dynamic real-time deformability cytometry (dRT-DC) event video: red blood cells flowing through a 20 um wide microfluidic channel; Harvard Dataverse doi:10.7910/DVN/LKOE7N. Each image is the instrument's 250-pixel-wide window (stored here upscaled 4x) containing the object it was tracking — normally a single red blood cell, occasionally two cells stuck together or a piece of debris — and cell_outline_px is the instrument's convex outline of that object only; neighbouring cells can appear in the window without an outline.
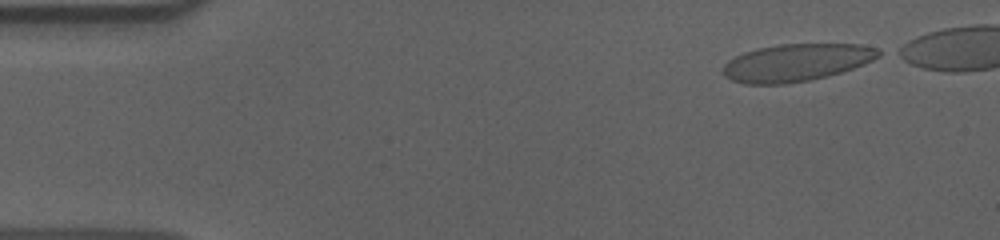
{"species": "human", "species_latin": "Homo sapiens", "temperature_condition": "cold", "stored_images_in_passage": 46, "camera_frame_rate_fps": 3000, "um_per_image_px": 0.085, "donor": {"sex": "male"}, "frame": {"image": 1, "passage_image": 1, "time_ms": 0.0, "image_size_px": [1000, 240], "cell_outline_px": [[884, 52], [880, 56], [864, 64], [828, 76], [808, 80], [784, 84], [744, 84], [732, 80], [724, 76], [724, 64], [728, 60], [744, 52], [756, 48], [780, 44], [860, 44], [876, 48]], "centroid_in_image_um": [67.7, 5.31], "position_along_channel_um": 17.3, "area_um2": 33.87}}
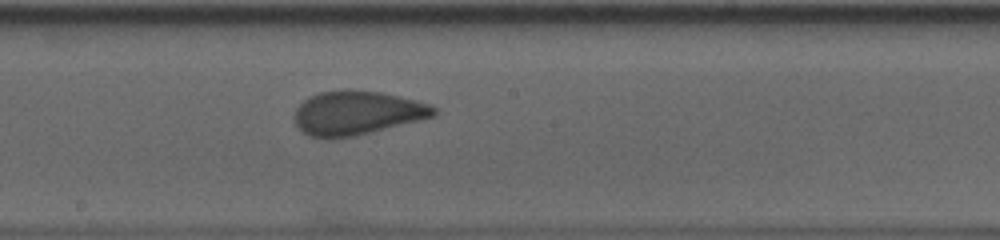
{"frame": {"image": 2, "passage_image": 26, "time_ms": 8.333, "image_size_px": [1000, 240], "cell_outline_px": [[436, 116], [356, 136], [336, 140], [328, 140], [308, 136], [300, 132], [292, 116], [296, 108], [308, 96], [320, 92], [344, 88], [380, 92], [416, 100], [428, 104], [436, 108]], "centroid_in_image_um": [30.27, 9.62], "position_along_channel_um": 217.9, "area_um2": 36.53}}
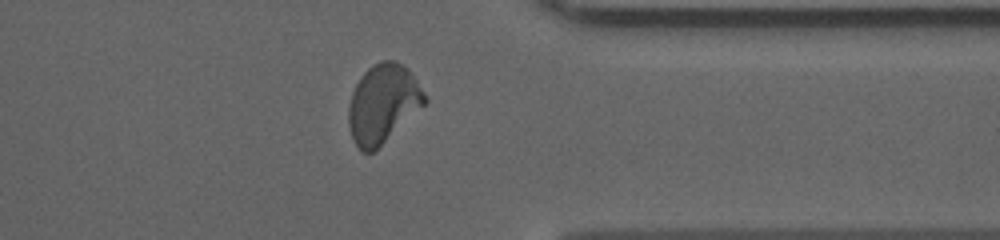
{"frame": {"image": 3, "passage_image": 40, "time_ms": 13.0, "image_size_px": [1000, 240], "cell_outline_px": [[428, 100], [424, 104], [372, 152], [360, 152], [352, 140], [348, 124], [348, 108], [352, 92], [360, 76], [372, 64], [380, 60], [392, 60], [408, 68], [424, 92]], "centroid_in_image_um": [32.5, 8.79], "position_along_channel_um": 378.9, "area_um2": 34.45}}